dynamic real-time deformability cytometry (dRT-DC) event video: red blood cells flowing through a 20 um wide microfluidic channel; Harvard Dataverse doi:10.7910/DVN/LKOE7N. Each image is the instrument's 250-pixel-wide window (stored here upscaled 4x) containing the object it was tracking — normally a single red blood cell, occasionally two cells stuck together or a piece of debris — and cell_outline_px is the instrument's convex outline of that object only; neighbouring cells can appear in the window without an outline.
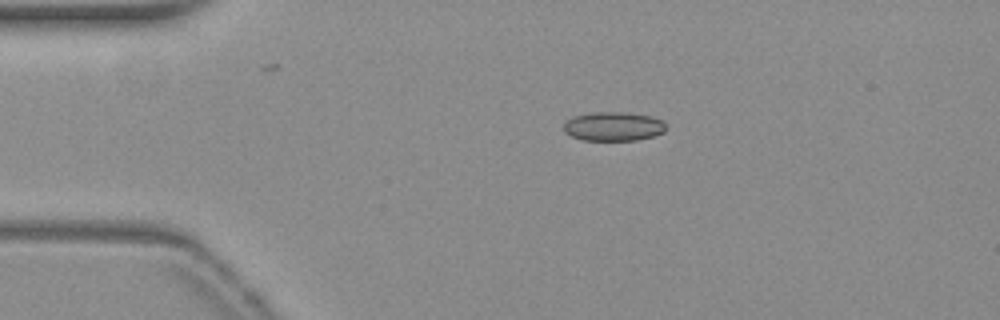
{"species": "common noctule bat (a hibernating species)", "species_latin": "Nyctalus noctula", "temperature_condition": "warm", "stored_images_in_passage": 43, "camera_frame_rate_fps": 3000, "um_per_image_px": 0.085, "animal": {"sex": "female", "body_mass_g": 19.3, "forearm_length_mm": 54.1}, "frame": {"image": 1, "passage_image": 1, "time_ms": 0.0, "image_size_px": [1000, 320], "cell_outline_px": [[664, 132], [652, 136], [636, 140], [584, 140], [572, 136], [564, 132], [564, 124], [572, 116], [588, 112], [628, 112], [652, 116], [664, 120]], "centroid_in_image_um": [52.13, 10.72], "position_along_channel_um": 32.9, "area_um2": 17.4}}
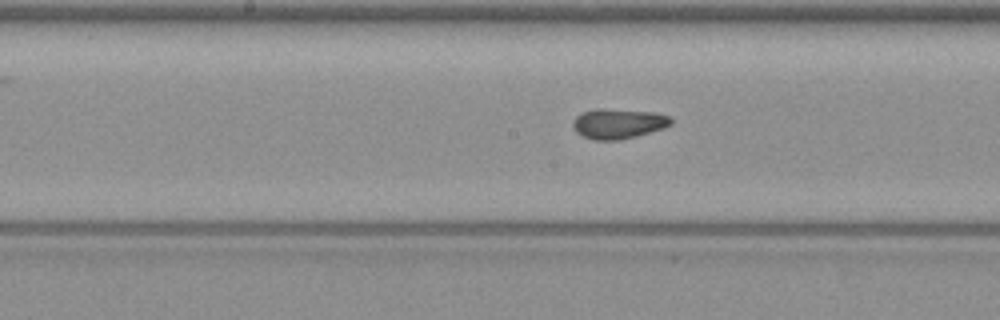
{"frame": {"image": 2, "passage_image": 17, "time_ms": 5.333, "image_size_px": [1000, 320], "cell_outline_px": [[672, 124], [636, 136], [620, 140], [592, 140], [576, 132], [572, 124], [572, 120], [576, 116], [584, 112], [596, 108], [604, 108], [656, 112], [668, 116], [672, 120]], "centroid_in_image_um": [52.51, 10.5], "position_along_channel_um": 195.7, "area_um2": 17.11}}
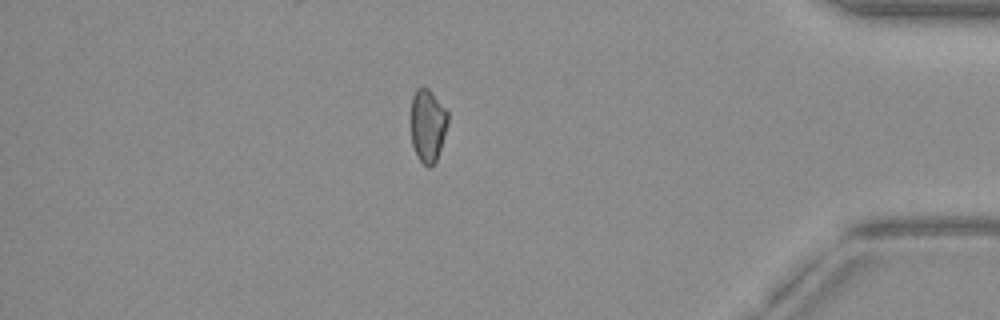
{"frame": {"image": 3, "passage_image": 36, "time_ms": 11.667, "image_size_px": [1000, 320], "cell_outline_px": [[448, 124], [436, 160], [428, 168], [416, 156], [412, 144], [412, 96], [416, 88], [428, 88], [432, 92], [448, 112]], "centroid_in_image_um": [36.36, 10.65], "position_along_channel_um": 398.8, "area_um2": 15.49}, "authors_computed_cell_mechanics": {"area_um2": 16.762, "velocity_mm_per_s": 3.8442, "shape_relaxation_time_tau1_ms": null, "shape_relaxation_time_tau2_ms": 0.7877, "deformation_change_tau1": null, "deformation_change_tau2": 0.0533}}